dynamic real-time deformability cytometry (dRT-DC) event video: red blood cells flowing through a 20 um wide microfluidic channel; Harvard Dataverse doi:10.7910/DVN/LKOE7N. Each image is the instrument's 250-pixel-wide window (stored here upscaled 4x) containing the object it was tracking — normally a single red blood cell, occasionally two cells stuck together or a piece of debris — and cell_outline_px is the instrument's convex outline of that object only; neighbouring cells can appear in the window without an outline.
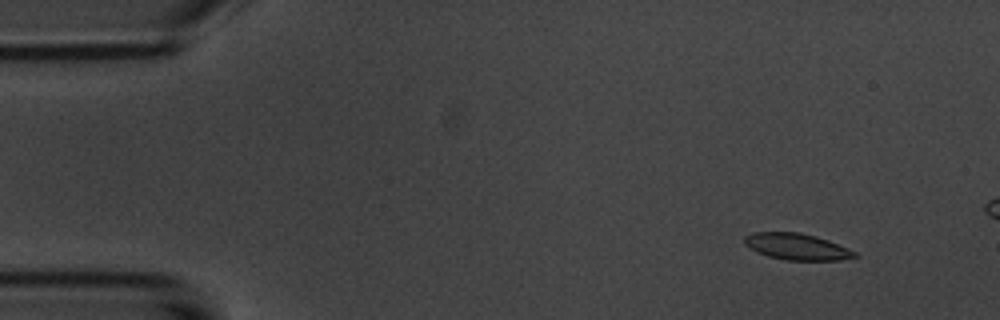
{"species": "common noctule bat (a hibernating species)", "species_latin": "Nyctalus noctula", "temperature_condition": "room temperature", "stored_images_in_passage": 11, "camera_frame_rate_fps": 3000, "um_per_image_px": 0.085, "animal": {"sex": "male", "body_mass_g": 20.1, "forearm_length_mm": 53.5}, "frame": {"image": 1, "passage_image": 1, "time_ms": 0.0, "image_size_px": [1000, 320], "cell_outline_px": [[860, 256], [840, 260], [784, 260], [768, 256], [756, 252], [744, 244], [744, 236], [752, 232], [800, 232], [816, 236], [828, 240], [848, 248], [856, 252]], "centroid_in_image_um": [67.72, 20.96], "position_along_channel_um": 17.3, "area_um2": 17.11}}